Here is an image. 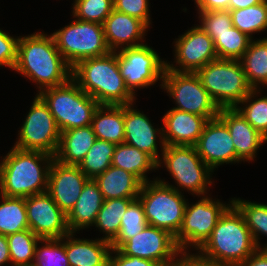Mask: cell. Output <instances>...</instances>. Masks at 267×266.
<instances>
[{
  "instance_id": "obj_1",
  "label": "cell",
  "mask_w": 267,
  "mask_h": 266,
  "mask_svg": "<svg viewBox=\"0 0 267 266\" xmlns=\"http://www.w3.org/2000/svg\"><path fill=\"white\" fill-rule=\"evenodd\" d=\"M13 70L36 84V94L72 78V67L57 49L53 35L44 31L19 37Z\"/></svg>"
},
{
  "instance_id": "obj_2",
  "label": "cell",
  "mask_w": 267,
  "mask_h": 266,
  "mask_svg": "<svg viewBox=\"0 0 267 266\" xmlns=\"http://www.w3.org/2000/svg\"><path fill=\"white\" fill-rule=\"evenodd\" d=\"M257 249L242 213L232 203L196 252L218 266H238Z\"/></svg>"
},
{
  "instance_id": "obj_3",
  "label": "cell",
  "mask_w": 267,
  "mask_h": 266,
  "mask_svg": "<svg viewBox=\"0 0 267 266\" xmlns=\"http://www.w3.org/2000/svg\"><path fill=\"white\" fill-rule=\"evenodd\" d=\"M3 157V158H2ZM0 161V194L29 197L47 192L48 173L54 156L12 148Z\"/></svg>"
},
{
  "instance_id": "obj_4",
  "label": "cell",
  "mask_w": 267,
  "mask_h": 266,
  "mask_svg": "<svg viewBox=\"0 0 267 266\" xmlns=\"http://www.w3.org/2000/svg\"><path fill=\"white\" fill-rule=\"evenodd\" d=\"M72 79L99 105H127L138 99L120 74L117 52L79 61L72 67Z\"/></svg>"
},
{
  "instance_id": "obj_5",
  "label": "cell",
  "mask_w": 267,
  "mask_h": 266,
  "mask_svg": "<svg viewBox=\"0 0 267 266\" xmlns=\"http://www.w3.org/2000/svg\"><path fill=\"white\" fill-rule=\"evenodd\" d=\"M157 167L158 170L161 167L166 168L175 185L169 184L164 178L156 179L180 193L183 191V194L187 190L188 194L198 198L208 195L209 188L214 183V171L201 159L195 146L166 145Z\"/></svg>"
},
{
  "instance_id": "obj_6",
  "label": "cell",
  "mask_w": 267,
  "mask_h": 266,
  "mask_svg": "<svg viewBox=\"0 0 267 266\" xmlns=\"http://www.w3.org/2000/svg\"><path fill=\"white\" fill-rule=\"evenodd\" d=\"M48 105L60 132L91 125L99 103L71 78L67 83L38 94Z\"/></svg>"
},
{
  "instance_id": "obj_7",
  "label": "cell",
  "mask_w": 267,
  "mask_h": 266,
  "mask_svg": "<svg viewBox=\"0 0 267 266\" xmlns=\"http://www.w3.org/2000/svg\"><path fill=\"white\" fill-rule=\"evenodd\" d=\"M195 73L220 109L235 108L253 90L239 60L216 59Z\"/></svg>"
},
{
  "instance_id": "obj_8",
  "label": "cell",
  "mask_w": 267,
  "mask_h": 266,
  "mask_svg": "<svg viewBox=\"0 0 267 266\" xmlns=\"http://www.w3.org/2000/svg\"><path fill=\"white\" fill-rule=\"evenodd\" d=\"M138 199L148 225L167 230L174 237L178 234L188 201L183 193L153 178L142 184Z\"/></svg>"
},
{
  "instance_id": "obj_9",
  "label": "cell",
  "mask_w": 267,
  "mask_h": 266,
  "mask_svg": "<svg viewBox=\"0 0 267 266\" xmlns=\"http://www.w3.org/2000/svg\"><path fill=\"white\" fill-rule=\"evenodd\" d=\"M51 34L57 49L71 67L83 59L101 57L111 52L106 43L104 27L99 23L74 18L71 23Z\"/></svg>"
},
{
  "instance_id": "obj_10",
  "label": "cell",
  "mask_w": 267,
  "mask_h": 266,
  "mask_svg": "<svg viewBox=\"0 0 267 266\" xmlns=\"http://www.w3.org/2000/svg\"><path fill=\"white\" fill-rule=\"evenodd\" d=\"M216 199L209 194L200 196L196 203L187 201L182 226L175 236L180 251H197L210 237L220 216L232 204V198L227 204Z\"/></svg>"
},
{
  "instance_id": "obj_11",
  "label": "cell",
  "mask_w": 267,
  "mask_h": 266,
  "mask_svg": "<svg viewBox=\"0 0 267 266\" xmlns=\"http://www.w3.org/2000/svg\"><path fill=\"white\" fill-rule=\"evenodd\" d=\"M161 89L175 103L174 109L205 117H218L220 108L201 84L196 73L165 70Z\"/></svg>"
},
{
  "instance_id": "obj_12",
  "label": "cell",
  "mask_w": 267,
  "mask_h": 266,
  "mask_svg": "<svg viewBox=\"0 0 267 266\" xmlns=\"http://www.w3.org/2000/svg\"><path fill=\"white\" fill-rule=\"evenodd\" d=\"M22 126L14 147L27 151H39L55 156L61 132L48 105L36 94Z\"/></svg>"
},
{
  "instance_id": "obj_13",
  "label": "cell",
  "mask_w": 267,
  "mask_h": 266,
  "mask_svg": "<svg viewBox=\"0 0 267 266\" xmlns=\"http://www.w3.org/2000/svg\"><path fill=\"white\" fill-rule=\"evenodd\" d=\"M117 59L126 87L135 97L140 88L147 89L158 81L162 84L166 60L147 43L117 51Z\"/></svg>"
},
{
  "instance_id": "obj_14",
  "label": "cell",
  "mask_w": 267,
  "mask_h": 266,
  "mask_svg": "<svg viewBox=\"0 0 267 266\" xmlns=\"http://www.w3.org/2000/svg\"><path fill=\"white\" fill-rule=\"evenodd\" d=\"M173 43L175 61L170 64L166 60V70L195 73L218 59L212 38L198 24L179 35Z\"/></svg>"
},
{
  "instance_id": "obj_15",
  "label": "cell",
  "mask_w": 267,
  "mask_h": 266,
  "mask_svg": "<svg viewBox=\"0 0 267 266\" xmlns=\"http://www.w3.org/2000/svg\"><path fill=\"white\" fill-rule=\"evenodd\" d=\"M118 250L126 256L148 259L161 266H168L181 252L170 232L151 225L125 241Z\"/></svg>"
},
{
  "instance_id": "obj_16",
  "label": "cell",
  "mask_w": 267,
  "mask_h": 266,
  "mask_svg": "<svg viewBox=\"0 0 267 266\" xmlns=\"http://www.w3.org/2000/svg\"><path fill=\"white\" fill-rule=\"evenodd\" d=\"M29 229L40 239L62 238L70 231L67 215L47 193L25 198Z\"/></svg>"
},
{
  "instance_id": "obj_17",
  "label": "cell",
  "mask_w": 267,
  "mask_h": 266,
  "mask_svg": "<svg viewBox=\"0 0 267 266\" xmlns=\"http://www.w3.org/2000/svg\"><path fill=\"white\" fill-rule=\"evenodd\" d=\"M195 148L201 159L213 171L225 163L238 164L243 162L236 155L227 125L219 117L206 122Z\"/></svg>"
},
{
  "instance_id": "obj_18",
  "label": "cell",
  "mask_w": 267,
  "mask_h": 266,
  "mask_svg": "<svg viewBox=\"0 0 267 266\" xmlns=\"http://www.w3.org/2000/svg\"><path fill=\"white\" fill-rule=\"evenodd\" d=\"M134 105L135 102L124 105V143L147 153L158 163L166 146L163 127L156 128L152 120Z\"/></svg>"
},
{
  "instance_id": "obj_19",
  "label": "cell",
  "mask_w": 267,
  "mask_h": 266,
  "mask_svg": "<svg viewBox=\"0 0 267 266\" xmlns=\"http://www.w3.org/2000/svg\"><path fill=\"white\" fill-rule=\"evenodd\" d=\"M88 180L78 166L65 165L54 159L48 173L47 193L68 215Z\"/></svg>"
},
{
  "instance_id": "obj_20",
  "label": "cell",
  "mask_w": 267,
  "mask_h": 266,
  "mask_svg": "<svg viewBox=\"0 0 267 266\" xmlns=\"http://www.w3.org/2000/svg\"><path fill=\"white\" fill-rule=\"evenodd\" d=\"M108 48L117 52L124 48L136 47L146 42L149 27L141 20L113 10L103 23Z\"/></svg>"
},
{
  "instance_id": "obj_21",
  "label": "cell",
  "mask_w": 267,
  "mask_h": 266,
  "mask_svg": "<svg viewBox=\"0 0 267 266\" xmlns=\"http://www.w3.org/2000/svg\"><path fill=\"white\" fill-rule=\"evenodd\" d=\"M218 117L227 125L236 155L245 163L255 161L257 152L267 139L235 108H221Z\"/></svg>"
},
{
  "instance_id": "obj_22",
  "label": "cell",
  "mask_w": 267,
  "mask_h": 266,
  "mask_svg": "<svg viewBox=\"0 0 267 266\" xmlns=\"http://www.w3.org/2000/svg\"><path fill=\"white\" fill-rule=\"evenodd\" d=\"M161 121L165 145L195 146L208 120L171 108L164 113Z\"/></svg>"
},
{
  "instance_id": "obj_23",
  "label": "cell",
  "mask_w": 267,
  "mask_h": 266,
  "mask_svg": "<svg viewBox=\"0 0 267 266\" xmlns=\"http://www.w3.org/2000/svg\"><path fill=\"white\" fill-rule=\"evenodd\" d=\"M75 232L65 235V253L69 266H108L111 243L101 238H76Z\"/></svg>"
},
{
  "instance_id": "obj_24",
  "label": "cell",
  "mask_w": 267,
  "mask_h": 266,
  "mask_svg": "<svg viewBox=\"0 0 267 266\" xmlns=\"http://www.w3.org/2000/svg\"><path fill=\"white\" fill-rule=\"evenodd\" d=\"M104 199L94 179H89L76 201L74 208L67 215V226L70 232H79L92 227Z\"/></svg>"
},
{
  "instance_id": "obj_25",
  "label": "cell",
  "mask_w": 267,
  "mask_h": 266,
  "mask_svg": "<svg viewBox=\"0 0 267 266\" xmlns=\"http://www.w3.org/2000/svg\"><path fill=\"white\" fill-rule=\"evenodd\" d=\"M94 181L97 183L104 200L114 198L137 199L143 184L132 173L112 165L95 177Z\"/></svg>"
},
{
  "instance_id": "obj_26",
  "label": "cell",
  "mask_w": 267,
  "mask_h": 266,
  "mask_svg": "<svg viewBox=\"0 0 267 266\" xmlns=\"http://www.w3.org/2000/svg\"><path fill=\"white\" fill-rule=\"evenodd\" d=\"M95 140L91 125L63 131L54 159L65 165L78 166Z\"/></svg>"
},
{
  "instance_id": "obj_27",
  "label": "cell",
  "mask_w": 267,
  "mask_h": 266,
  "mask_svg": "<svg viewBox=\"0 0 267 266\" xmlns=\"http://www.w3.org/2000/svg\"><path fill=\"white\" fill-rule=\"evenodd\" d=\"M96 139L124 143V105H99L92 117Z\"/></svg>"
},
{
  "instance_id": "obj_28",
  "label": "cell",
  "mask_w": 267,
  "mask_h": 266,
  "mask_svg": "<svg viewBox=\"0 0 267 266\" xmlns=\"http://www.w3.org/2000/svg\"><path fill=\"white\" fill-rule=\"evenodd\" d=\"M112 166L135 175L142 183L152 181L147 173L158 170L157 162L147 153L125 143L117 144L112 156Z\"/></svg>"
},
{
  "instance_id": "obj_29",
  "label": "cell",
  "mask_w": 267,
  "mask_h": 266,
  "mask_svg": "<svg viewBox=\"0 0 267 266\" xmlns=\"http://www.w3.org/2000/svg\"><path fill=\"white\" fill-rule=\"evenodd\" d=\"M239 61L253 89L267 86V37L252 39Z\"/></svg>"
},
{
  "instance_id": "obj_30",
  "label": "cell",
  "mask_w": 267,
  "mask_h": 266,
  "mask_svg": "<svg viewBox=\"0 0 267 266\" xmlns=\"http://www.w3.org/2000/svg\"><path fill=\"white\" fill-rule=\"evenodd\" d=\"M135 199L131 198H114L104 200L101 209L97 214V218L93 225L96 230L102 233V240L112 242L118 235L121 227V218L127 210L128 206Z\"/></svg>"
},
{
  "instance_id": "obj_31",
  "label": "cell",
  "mask_w": 267,
  "mask_h": 266,
  "mask_svg": "<svg viewBox=\"0 0 267 266\" xmlns=\"http://www.w3.org/2000/svg\"><path fill=\"white\" fill-rule=\"evenodd\" d=\"M0 234L10 235L29 229L25 198L0 194Z\"/></svg>"
},
{
  "instance_id": "obj_32",
  "label": "cell",
  "mask_w": 267,
  "mask_h": 266,
  "mask_svg": "<svg viewBox=\"0 0 267 266\" xmlns=\"http://www.w3.org/2000/svg\"><path fill=\"white\" fill-rule=\"evenodd\" d=\"M232 203L242 213L257 247L267 249V243H261V236L267 237V204L235 197Z\"/></svg>"
},
{
  "instance_id": "obj_33",
  "label": "cell",
  "mask_w": 267,
  "mask_h": 266,
  "mask_svg": "<svg viewBox=\"0 0 267 266\" xmlns=\"http://www.w3.org/2000/svg\"><path fill=\"white\" fill-rule=\"evenodd\" d=\"M232 23L242 33L254 39V33L267 31V0L258 5L230 10Z\"/></svg>"
},
{
  "instance_id": "obj_34",
  "label": "cell",
  "mask_w": 267,
  "mask_h": 266,
  "mask_svg": "<svg viewBox=\"0 0 267 266\" xmlns=\"http://www.w3.org/2000/svg\"><path fill=\"white\" fill-rule=\"evenodd\" d=\"M262 91L253 89L235 109L267 139V95Z\"/></svg>"
},
{
  "instance_id": "obj_35",
  "label": "cell",
  "mask_w": 267,
  "mask_h": 266,
  "mask_svg": "<svg viewBox=\"0 0 267 266\" xmlns=\"http://www.w3.org/2000/svg\"><path fill=\"white\" fill-rule=\"evenodd\" d=\"M115 147L112 142L96 139L78 167L89 179H94L112 165Z\"/></svg>"
},
{
  "instance_id": "obj_36",
  "label": "cell",
  "mask_w": 267,
  "mask_h": 266,
  "mask_svg": "<svg viewBox=\"0 0 267 266\" xmlns=\"http://www.w3.org/2000/svg\"><path fill=\"white\" fill-rule=\"evenodd\" d=\"M10 266H32L36 244L40 240L30 229L7 235Z\"/></svg>"
},
{
  "instance_id": "obj_37",
  "label": "cell",
  "mask_w": 267,
  "mask_h": 266,
  "mask_svg": "<svg viewBox=\"0 0 267 266\" xmlns=\"http://www.w3.org/2000/svg\"><path fill=\"white\" fill-rule=\"evenodd\" d=\"M212 40L218 59L240 60L252 39L233 26Z\"/></svg>"
},
{
  "instance_id": "obj_38",
  "label": "cell",
  "mask_w": 267,
  "mask_h": 266,
  "mask_svg": "<svg viewBox=\"0 0 267 266\" xmlns=\"http://www.w3.org/2000/svg\"><path fill=\"white\" fill-rule=\"evenodd\" d=\"M121 227L117 237L111 242L114 249H118L125 241L137 235L148 225L144 208L140 200L135 199L122 216Z\"/></svg>"
},
{
  "instance_id": "obj_39",
  "label": "cell",
  "mask_w": 267,
  "mask_h": 266,
  "mask_svg": "<svg viewBox=\"0 0 267 266\" xmlns=\"http://www.w3.org/2000/svg\"><path fill=\"white\" fill-rule=\"evenodd\" d=\"M32 266H69L65 253V236L40 239L36 244Z\"/></svg>"
},
{
  "instance_id": "obj_40",
  "label": "cell",
  "mask_w": 267,
  "mask_h": 266,
  "mask_svg": "<svg viewBox=\"0 0 267 266\" xmlns=\"http://www.w3.org/2000/svg\"><path fill=\"white\" fill-rule=\"evenodd\" d=\"M72 5L73 18L102 25L114 10L113 0H75Z\"/></svg>"
},
{
  "instance_id": "obj_41",
  "label": "cell",
  "mask_w": 267,
  "mask_h": 266,
  "mask_svg": "<svg viewBox=\"0 0 267 266\" xmlns=\"http://www.w3.org/2000/svg\"><path fill=\"white\" fill-rule=\"evenodd\" d=\"M199 26L213 38L233 27L230 10L197 12Z\"/></svg>"
},
{
  "instance_id": "obj_42",
  "label": "cell",
  "mask_w": 267,
  "mask_h": 266,
  "mask_svg": "<svg viewBox=\"0 0 267 266\" xmlns=\"http://www.w3.org/2000/svg\"><path fill=\"white\" fill-rule=\"evenodd\" d=\"M149 0H113L114 10L143 21L149 28L152 25Z\"/></svg>"
},
{
  "instance_id": "obj_43",
  "label": "cell",
  "mask_w": 267,
  "mask_h": 266,
  "mask_svg": "<svg viewBox=\"0 0 267 266\" xmlns=\"http://www.w3.org/2000/svg\"><path fill=\"white\" fill-rule=\"evenodd\" d=\"M19 37L10 35L0 28V67H7L13 71L17 60Z\"/></svg>"
},
{
  "instance_id": "obj_44",
  "label": "cell",
  "mask_w": 267,
  "mask_h": 266,
  "mask_svg": "<svg viewBox=\"0 0 267 266\" xmlns=\"http://www.w3.org/2000/svg\"><path fill=\"white\" fill-rule=\"evenodd\" d=\"M108 266H161L155 261L134 256H126L118 249L112 248Z\"/></svg>"
},
{
  "instance_id": "obj_45",
  "label": "cell",
  "mask_w": 267,
  "mask_h": 266,
  "mask_svg": "<svg viewBox=\"0 0 267 266\" xmlns=\"http://www.w3.org/2000/svg\"><path fill=\"white\" fill-rule=\"evenodd\" d=\"M168 266H218L197 252L181 251Z\"/></svg>"
},
{
  "instance_id": "obj_46",
  "label": "cell",
  "mask_w": 267,
  "mask_h": 266,
  "mask_svg": "<svg viewBox=\"0 0 267 266\" xmlns=\"http://www.w3.org/2000/svg\"><path fill=\"white\" fill-rule=\"evenodd\" d=\"M230 0H194L197 12L229 10Z\"/></svg>"
},
{
  "instance_id": "obj_47",
  "label": "cell",
  "mask_w": 267,
  "mask_h": 266,
  "mask_svg": "<svg viewBox=\"0 0 267 266\" xmlns=\"http://www.w3.org/2000/svg\"><path fill=\"white\" fill-rule=\"evenodd\" d=\"M238 266H267V249L258 248Z\"/></svg>"
},
{
  "instance_id": "obj_48",
  "label": "cell",
  "mask_w": 267,
  "mask_h": 266,
  "mask_svg": "<svg viewBox=\"0 0 267 266\" xmlns=\"http://www.w3.org/2000/svg\"><path fill=\"white\" fill-rule=\"evenodd\" d=\"M9 263H11V258L8 240L5 235L0 234V266H8Z\"/></svg>"
},
{
  "instance_id": "obj_49",
  "label": "cell",
  "mask_w": 267,
  "mask_h": 266,
  "mask_svg": "<svg viewBox=\"0 0 267 266\" xmlns=\"http://www.w3.org/2000/svg\"><path fill=\"white\" fill-rule=\"evenodd\" d=\"M264 0H230L229 10L243 9L249 6L258 5Z\"/></svg>"
}]
</instances>
